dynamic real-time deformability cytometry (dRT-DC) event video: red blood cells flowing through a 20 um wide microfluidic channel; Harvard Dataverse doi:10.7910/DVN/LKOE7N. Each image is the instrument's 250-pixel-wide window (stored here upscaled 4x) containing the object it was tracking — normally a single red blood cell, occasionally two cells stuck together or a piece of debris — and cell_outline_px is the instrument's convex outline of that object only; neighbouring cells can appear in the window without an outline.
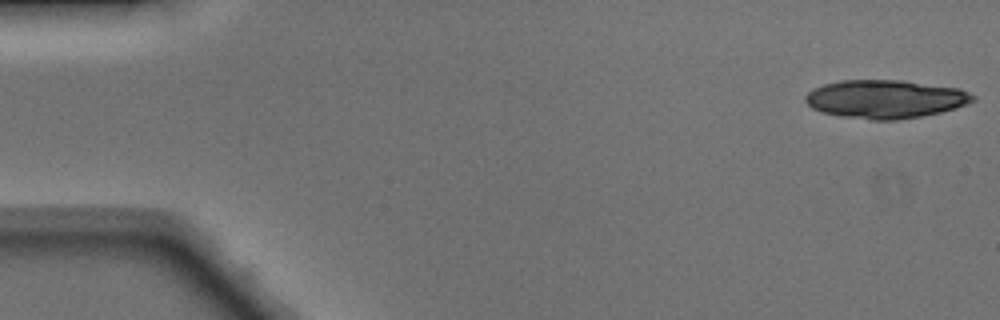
{"species": "Egyptian fruit bat (a non-hibernating species)", "species_latin": "Rousettus aegyptiacus", "temperature_condition": "warm", "stored_images_in_passage": 9, "camera_frame_rate_fps": 3000, "um_per_image_px": 0.085, "animal": {"sex": "male"}, "frame": {"image": 1, "passage_image": 1, "time_ms": 0.0, "image_size_px": [1000, 320], "cell_outline_px": [[976, 100], [968, 104], [956, 108], [940, 112], [920, 116], [896, 120], [872, 120], [840, 116], [820, 112], [812, 108], [804, 100], [804, 96], [812, 88], [824, 84], [840, 80], [900, 80], [960, 88], [976, 96]], "centroid_in_image_um": [75.24, 8.42], "position_along_channel_um": 9.8, "area_um2": 37.69}}